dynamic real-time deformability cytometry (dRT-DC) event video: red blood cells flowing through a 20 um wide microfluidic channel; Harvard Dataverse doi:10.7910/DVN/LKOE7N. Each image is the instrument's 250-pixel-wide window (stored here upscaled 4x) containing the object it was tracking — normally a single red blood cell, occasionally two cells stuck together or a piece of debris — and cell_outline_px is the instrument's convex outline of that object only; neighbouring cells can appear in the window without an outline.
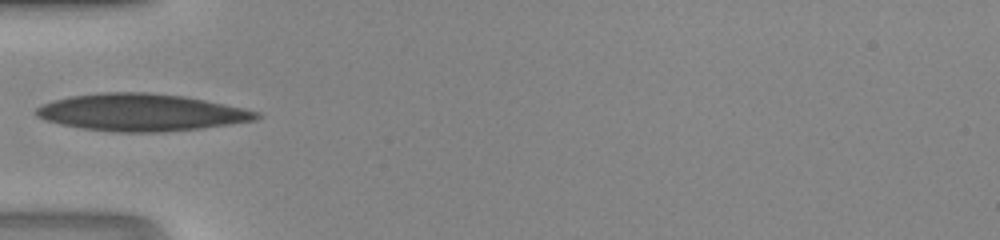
{"species": "human", "species_latin": "Homo sapiens", "temperature_condition": "room temperature", "stored_images_in_passage": 9, "camera_frame_rate_fps": 3000, "um_per_image_px": 0.085, "donor": {"sex": "male"}, "frame": {"image": 1, "passage_image": 1, "time_ms": 0.0, "image_size_px": [1000, 240], "cell_outline_px": [[264, 116], [256, 120], [200, 128], [164, 132], [116, 132], [84, 128], [44, 120], [36, 116], [36, 108], [52, 100], [72, 96], [104, 92], [148, 92], [184, 96], [244, 108], [260, 112]], "centroid_in_image_um": [12.04, 9.55], "position_along_channel_um": 73.0, "area_um2": 47.45}}
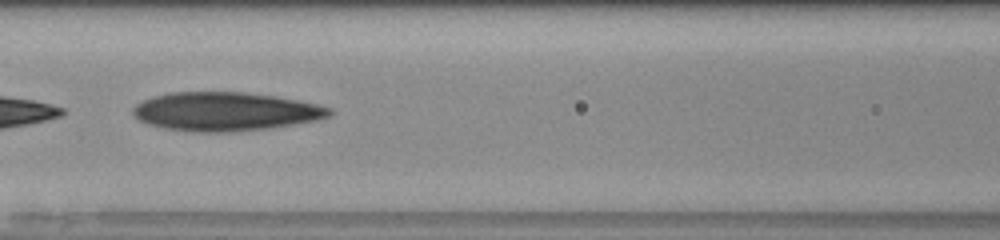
{"frame": {"image": 2, "passage_image": 6, "time_ms": 1.667, "image_size_px": [1000, 240], "cell_outline_px": [[332, 116], [316, 120], [272, 128], [232, 132], [196, 132], [164, 128], [148, 124], [140, 120], [132, 112], [132, 108], [136, 104], [152, 96], [168, 92], [244, 92], [276, 96], [320, 104], [332, 108]], "centroid_in_image_um": [19.19, 9.48], "position_along_channel_um": 147.4, "area_um2": 44.62}}